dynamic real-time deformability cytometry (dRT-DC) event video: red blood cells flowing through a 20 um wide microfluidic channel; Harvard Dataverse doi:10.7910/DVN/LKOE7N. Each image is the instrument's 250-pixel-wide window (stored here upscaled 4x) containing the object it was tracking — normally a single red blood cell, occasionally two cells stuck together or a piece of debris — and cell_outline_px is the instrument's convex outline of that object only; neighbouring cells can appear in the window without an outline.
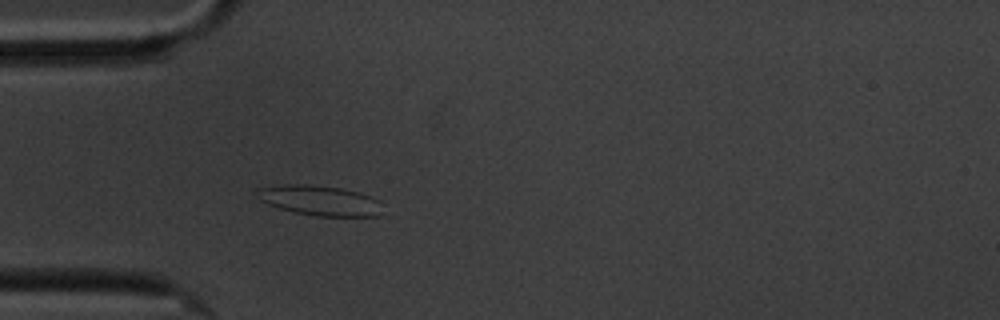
{"species": "common noctule bat (a hibernating species)", "species_latin": "Nyctalus noctula", "temperature_condition": "cold", "stored_images_in_passage": 4, "camera_frame_rate_fps": 3000, "um_per_image_px": 0.085, "animal": {"sex": "male", "body_mass_g": 20.1, "forearm_length_mm": 53.5}, "frame": {"image": 1, "passage_image": 4, "time_ms": 3.333, "image_size_px": [1000, 320], "cell_outline_px": [[384, 216], [316, 216], [296, 212], [280, 208], [268, 204], [260, 200], [252, 188], [288, 184], [308, 184], [340, 188], [372, 196], [380, 200]], "centroid_in_image_um": [27.2, 17.04], "position_along_channel_um": 57.8, "area_um2": 22.25}}